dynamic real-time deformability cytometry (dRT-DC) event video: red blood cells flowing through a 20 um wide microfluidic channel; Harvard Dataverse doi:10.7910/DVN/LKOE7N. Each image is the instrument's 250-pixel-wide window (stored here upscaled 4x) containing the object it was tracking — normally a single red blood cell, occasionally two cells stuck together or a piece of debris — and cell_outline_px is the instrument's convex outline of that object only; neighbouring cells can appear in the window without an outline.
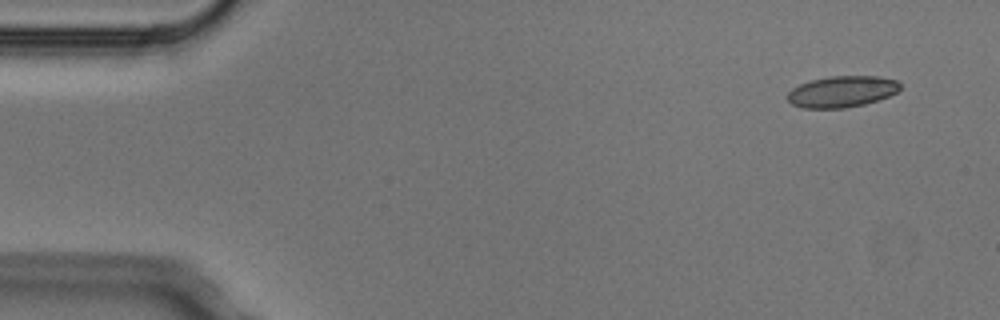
{"species": "Egyptian fruit bat (a non-hibernating species)", "species_latin": "Rousettus aegyptiacus", "temperature_condition": "cold", "stored_images_in_passage": 4, "camera_frame_rate_fps": 3000, "um_per_image_px": 0.085, "animal": {"sex": "male"}, "frame": {"image": 1, "passage_image": 1, "time_ms": 0.0, "image_size_px": [1000, 320], "cell_outline_px": [[900, 88], [896, 92], [888, 96], [864, 104], [844, 108], [804, 108], [792, 104], [788, 100], [788, 92], [792, 88], [800, 84], [812, 80], [828, 76], [880, 76], [896, 80], [900, 84]], "centroid_in_image_um": [71.55, 7.78], "position_along_channel_um": 13.4, "area_um2": 20.4}}
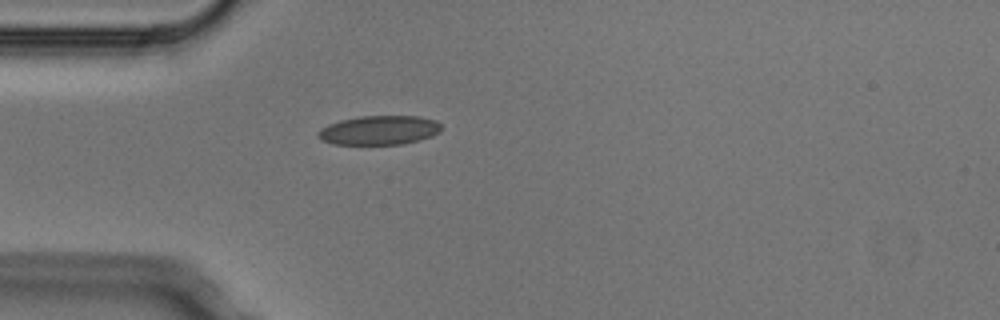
{"frame": {"image": 2, "passage_image": 4, "time_ms": 1.0, "image_size_px": [1000, 320], "cell_outline_px": [[440, 132], [432, 136], [404, 144], [332, 144], [320, 140], [316, 136], [316, 132], [320, 128], [328, 124], [340, 120], [360, 116], [420, 116], [436, 120], [440, 124]], "centroid_in_image_um": [32.19, 11.06], "position_along_channel_um": 52.8, "area_um2": 21.15}}